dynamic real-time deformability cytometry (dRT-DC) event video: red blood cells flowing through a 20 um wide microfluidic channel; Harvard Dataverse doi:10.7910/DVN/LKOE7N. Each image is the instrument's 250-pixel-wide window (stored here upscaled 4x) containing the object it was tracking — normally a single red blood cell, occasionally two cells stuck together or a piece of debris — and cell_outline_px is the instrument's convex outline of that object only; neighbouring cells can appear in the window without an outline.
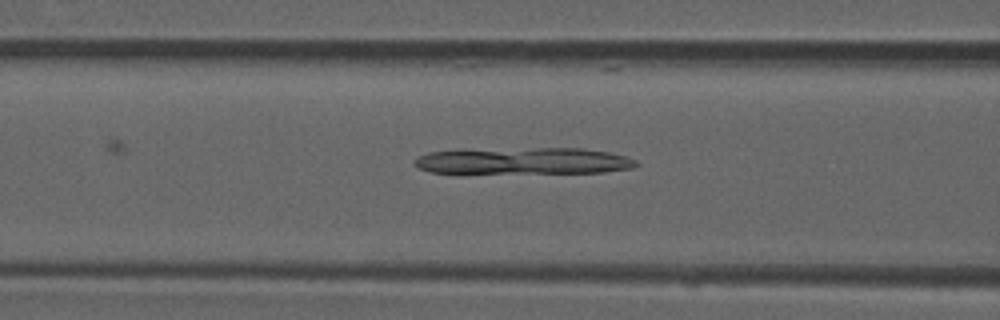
{"species": "common noctule bat (a hibernating species)", "species_latin": "Nyctalus noctula", "temperature_condition": "room temperature", "stored_images_in_passage": 51, "camera_frame_rate_fps": 3000, "um_per_image_px": 0.085, "animal": {"sex": "male", "forearm_length_mm": 52.5}, "frame": {"image": 1, "passage_image": 19, "time_ms": 6.0, "image_size_px": [1000, 320], "cell_outline_px": [[640, 164], [632, 168], [604, 172], [432, 172], [416, 168], [412, 164], [412, 160], [416, 156], [428, 152], [460, 148], [584, 148], [608, 152], [624, 156], [636, 160]], "centroid_in_image_um": [44.39, 13.64], "position_along_channel_um": 122.2, "area_um2": 34.8}}
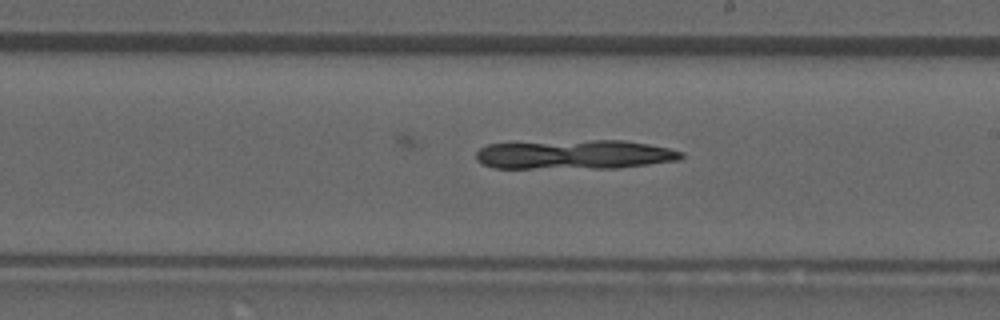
{"frame": {"image": 2, "passage_image": 28, "time_ms": 9.0, "image_size_px": [1000, 320], "cell_outline_px": [[684, 156], [680, 160], [616, 168], [492, 168], [480, 164], [476, 160], [476, 152], [480, 148], [488, 144], [592, 140], [624, 140], [648, 144], [668, 148], [684, 152]], "centroid_in_image_um": [48.83, 13.14], "position_along_channel_um": 240.2, "area_um2": 35.08}}
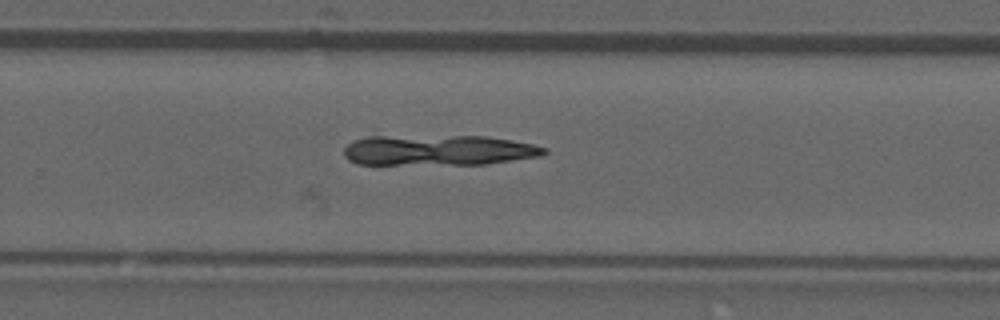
{"frame": {"image": 3, "passage_image": 32, "time_ms": 10.333, "image_size_px": [1000, 320], "cell_outline_px": [[548, 152], [544, 156], [488, 164], [356, 164], [348, 160], [344, 156], [344, 148], [352, 140], [368, 136], [488, 136], [512, 140], [532, 144], [548, 148]], "centroid_in_image_um": [37.3, 12.77], "position_along_channel_um": 292.5, "area_um2": 36.01}}